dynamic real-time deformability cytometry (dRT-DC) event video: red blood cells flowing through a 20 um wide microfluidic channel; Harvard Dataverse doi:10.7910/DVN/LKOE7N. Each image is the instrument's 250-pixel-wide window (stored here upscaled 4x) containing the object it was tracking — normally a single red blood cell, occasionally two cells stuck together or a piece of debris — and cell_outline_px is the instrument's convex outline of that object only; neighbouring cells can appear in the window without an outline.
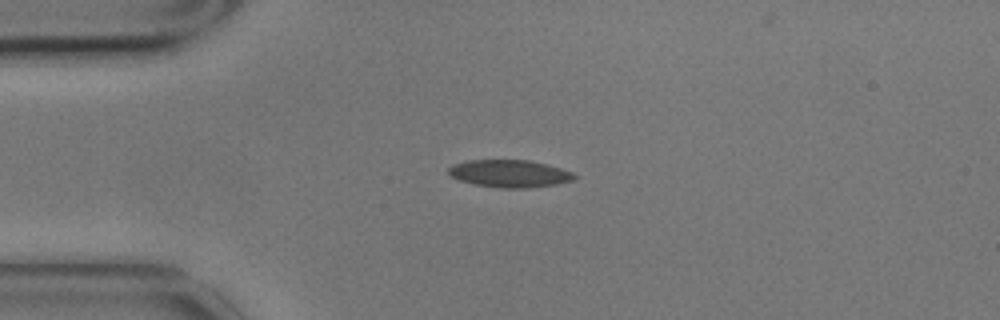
{"species": "common noctule bat (a hibernating species)", "species_latin": "Nyctalus noctula", "temperature_condition": "cold", "stored_images_in_passage": 3, "camera_frame_rate_fps": 3000, "um_per_image_px": 0.085, "animal": {"sex": "male", "body_mass_g": 17.9}, "frame": {"image": 1, "passage_image": 1, "time_ms": 0.0, "image_size_px": [1000, 320], "cell_outline_px": [[576, 176], [572, 180], [556, 184], [524, 188], [504, 188], [476, 184], [460, 180], [448, 176], [448, 168], [452, 164], [468, 160], [528, 160], [548, 164], [572, 172]], "centroid_in_image_um": [43.28, 14.74], "position_along_channel_um": 41.7, "area_um2": 20.0}}